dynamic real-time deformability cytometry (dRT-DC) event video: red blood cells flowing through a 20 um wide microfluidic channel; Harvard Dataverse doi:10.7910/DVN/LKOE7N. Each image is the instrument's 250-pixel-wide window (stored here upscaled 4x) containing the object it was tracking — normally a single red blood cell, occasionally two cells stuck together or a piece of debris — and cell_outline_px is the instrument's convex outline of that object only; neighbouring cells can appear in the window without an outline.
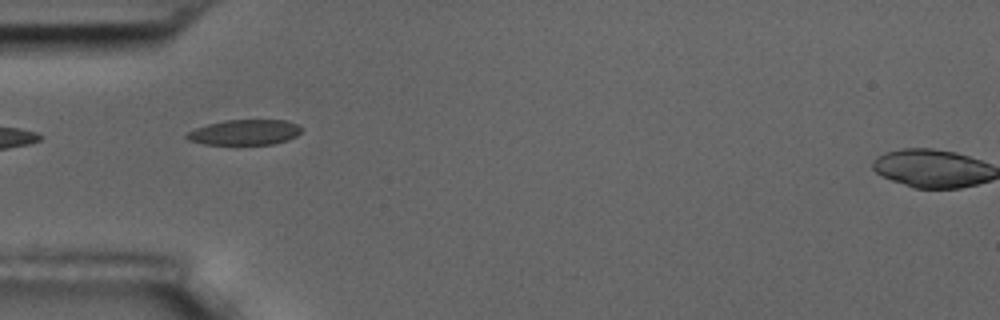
{"species": "common noctule bat (a hibernating species)", "species_latin": "Nyctalus noctula", "temperature_condition": "room temperature", "stored_images_in_passage": 3, "camera_frame_rate_fps": 3000, "um_per_image_px": 0.085, "animal": {"sex": "male", "body_mass_g": 17.5, "forearm_length_mm": 52.3}, "frame": {"image": 1, "passage_image": 2, "time_ms": 1.333, "image_size_px": [1000, 320], "cell_outline_px": [[300, 132], [296, 136], [288, 140], [272, 144], [204, 144], [188, 140], [184, 136], [188, 132], [196, 128], [208, 124], [224, 120], [288, 120], [296, 124], [300, 128]], "centroid_in_image_um": [20.78, 11.24], "position_along_channel_um": 64.2, "area_um2": 16.82}}